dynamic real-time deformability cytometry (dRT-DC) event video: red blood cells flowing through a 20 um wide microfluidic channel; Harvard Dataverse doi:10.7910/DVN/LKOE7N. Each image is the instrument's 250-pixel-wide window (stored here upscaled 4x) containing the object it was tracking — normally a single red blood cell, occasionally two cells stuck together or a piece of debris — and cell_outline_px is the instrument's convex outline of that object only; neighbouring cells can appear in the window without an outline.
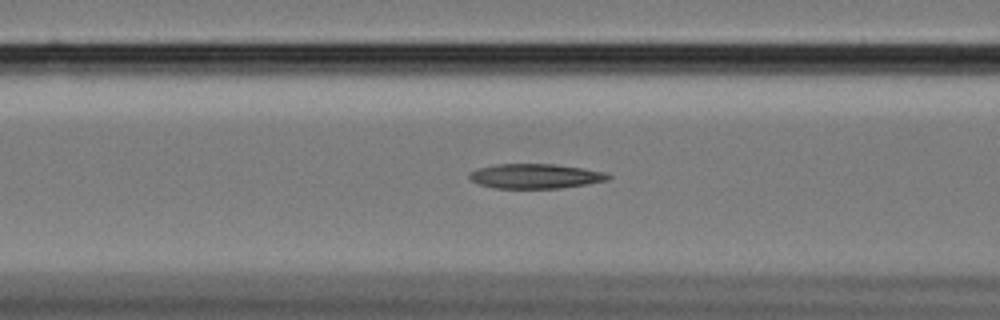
{"species": "Egyptian fruit bat (a non-hibernating species)", "species_latin": "Rousettus aegyptiacus", "temperature_condition": "cold", "stored_images_in_passage": 60, "camera_frame_rate_fps": 3000, "um_per_image_px": 0.085, "animal": {"sex": "female"}, "frame": {"image": 1, "passage_image": 24, "time_ms": 7.667, "image_size_px": [1000, 320], "cell_outline_px": [[612, 176], [608, 180], [588, 184], [560, 188], [496, 188], [480, 184], [472, 180], [468, 176], [468, 172], [480, 168], [496, 164], [556, 164], [604, 172]], "centroid_in_image_um": [45.51, 14.97], "position_along_channel_um": 121.1, "area_um2": 19.83}}
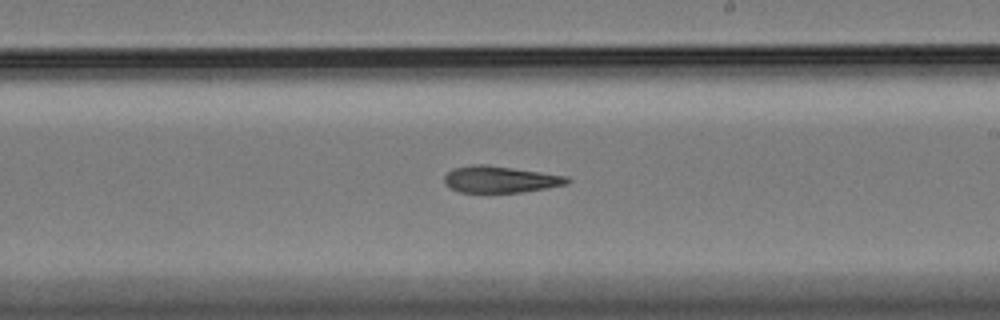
{"frame": {"image": 2, "passage_image": 35, "time_ms": 11.333, "image_size_px": [1000, 320], "cell_outline_px": [[572, 180], [568, 184], [548, 188], [520, 192], [460, 192], [444, 184], [444, 176], [452, 168], [472, 164], [484, 164], [568, 176]], "centroid_in_image_um": [42.53, 15.24], "position_along_channel_um": 246.5, "area_um2": 19.07}}
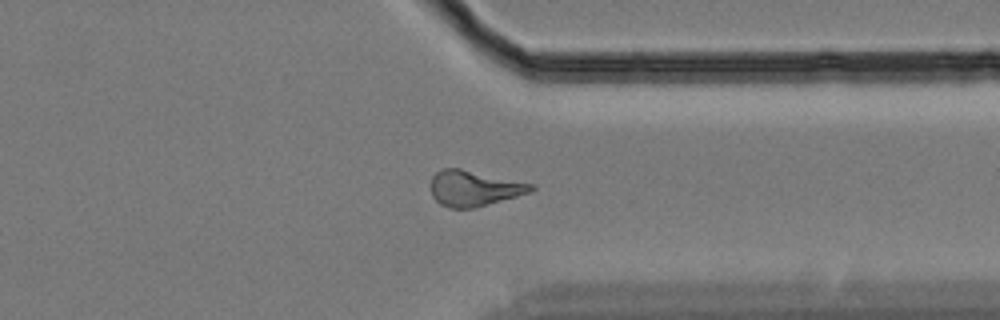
{"frame": {"image": 3, "passage_image": 46, "time_ms": 15.0, "image_size_px": [1000, 320], "cell_outline_px": [[536, 188], [528, 192], [516, 196], [476, 208], [448, 208], [440, 204], [432, 196], [432, 176], [436, 172], [444, 168], [460, 168], [536, 184]], "centroid_in_image_um": [40.3, 16.0], "position_along_channel_um": 371.1, "area_um2": 20.81}}